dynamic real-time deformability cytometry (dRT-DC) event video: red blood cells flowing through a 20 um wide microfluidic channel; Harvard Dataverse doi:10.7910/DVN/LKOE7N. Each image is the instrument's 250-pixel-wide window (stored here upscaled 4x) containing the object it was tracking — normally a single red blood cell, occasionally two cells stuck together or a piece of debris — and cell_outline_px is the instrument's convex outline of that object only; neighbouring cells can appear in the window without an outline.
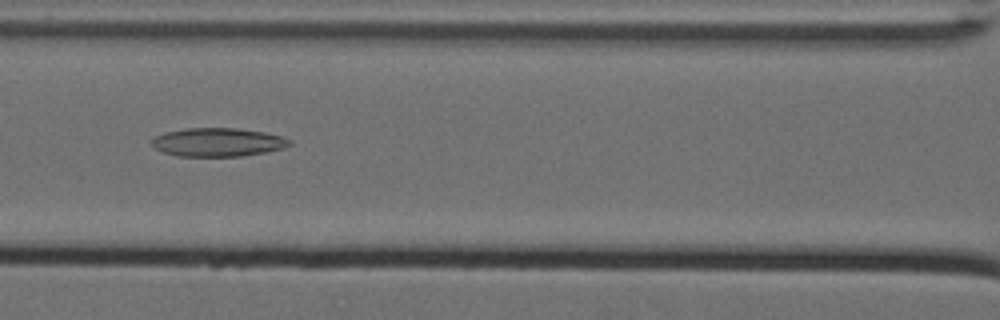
{"species": "Egyptian fruit bat (a non-hibernating species)", "species_latin": "Rousettus aegyptiacus", "temperature_condition": "cold", "stored_images_in_passage": 42, "camera_frame_rate_fps": 3000, "um_per_image_px": 0.085, "animal": {"sex": "female"}, "frame": {"image": 1, "passage_image": 11, "time_ms": 3.333, "image_size_px": [1000, 320], "cell_outline_px": [[292, 144], [284, 148], [264, 152], [240, 156], [176, 156], [164, 152], [156, 148], [152, 144], [152, 140], [156, 136], [164, 132], [188, 128], [236, 128], [264, 132], [284, 136], [292, 140]], "centroid_in_image_um": [18.56, 12.08], "position_along_channel_um": 148.0, "area_um2": 22.89}}
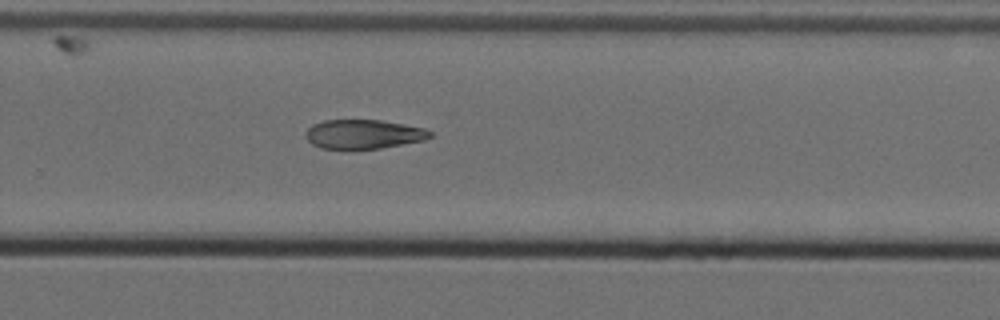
{"frame": {"image": 2, "passage_image": 24, "time_ms": 7.667, "image_size_px": [1000, 320], "cell_outline_px": [[432, 136], [424, 140], [380, 148], [352, 152], [320, 148], [312, 144], [304, 136], [304, 132], [312, 124], [324, 120], [380, 120], [404, 124], [424, 128], [432, 132]], "centroid_in_image_um": [30.83, 11.44], "position_along_channel_um": 299.0, "area_um2": 21.91}}
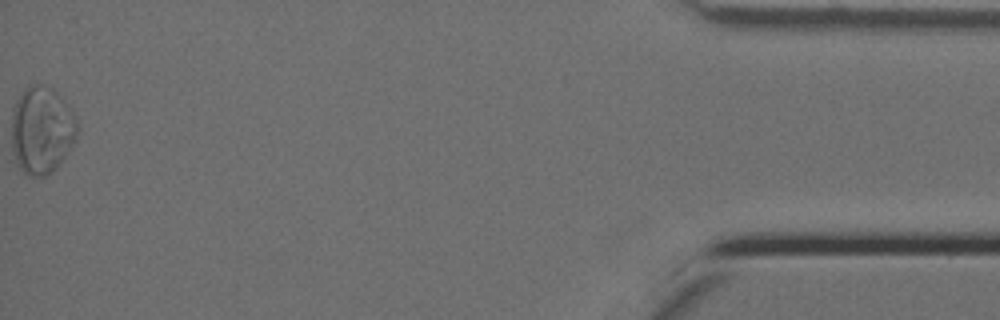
{"frame": {"image": 3, "passage_image": 42, "time_ms": 13.667, "image_size_px": [1000, 320], "cell_outline_px": [[80, 128], [76, 140], [68, 152], [56, 168], [52, 172], [44, 176], [28, 176], [20, 168], [16, 160], [12, 148], [12, 108], [16, 100], [24, 88], [28, 84], [44, 84], [52, 88], [72, 108]], "centroid_in_image_um": [3.57, 11.03], "position_along_channel_um": 431.6, "area_um2": 34.04}}